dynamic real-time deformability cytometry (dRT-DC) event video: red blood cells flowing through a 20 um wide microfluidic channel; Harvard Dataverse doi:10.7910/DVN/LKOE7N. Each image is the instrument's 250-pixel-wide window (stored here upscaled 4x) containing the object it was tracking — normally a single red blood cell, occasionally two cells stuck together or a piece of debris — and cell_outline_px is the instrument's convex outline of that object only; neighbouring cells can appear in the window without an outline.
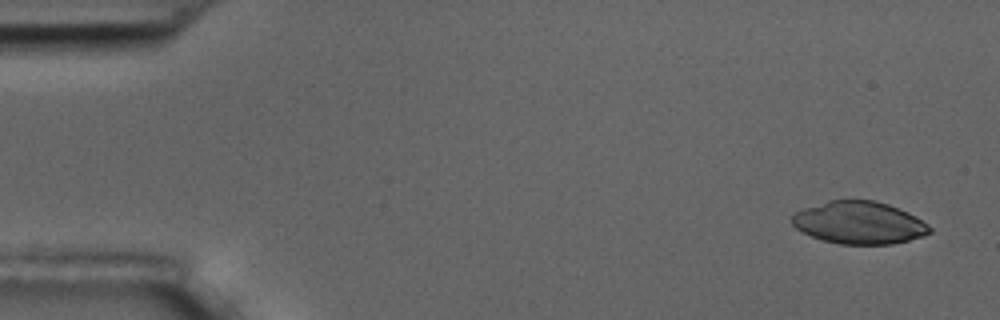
{"species": "common noctule bat (a hibernating species)", "species_latin": "Nyctalus noctula", "temperature_condition": "room temperature", "stored_images_in_passage": 5, "segment_of_instrument_passage": [1, 2], "camera_frame_rate_fps": 3000, "um_per_image_px": 0.085, "animal": {"sex": "male", "body_mass_g": 17.5, "forearm_length_mm": 52.3}, "frame": {"image": 1, "passage_image": 1, "time_ms": 0.0, "image_size_px": [1000, 320], "cell_outline_px": [[932, 232], [924, 236], [892, 244], [840, 244], [824, 240], [812, 236], [796, 228], [792, 224], [792, 216], [796, 212], [804, 208], [828, 200], [876, 200], [888, 204], [908, 212], [916, 216], [928, 224], [932, 228]], "centroid_in_image_um": [73.06, 18.92], "position_along_channel_um": 11.9, "area_um2": 34.04}}